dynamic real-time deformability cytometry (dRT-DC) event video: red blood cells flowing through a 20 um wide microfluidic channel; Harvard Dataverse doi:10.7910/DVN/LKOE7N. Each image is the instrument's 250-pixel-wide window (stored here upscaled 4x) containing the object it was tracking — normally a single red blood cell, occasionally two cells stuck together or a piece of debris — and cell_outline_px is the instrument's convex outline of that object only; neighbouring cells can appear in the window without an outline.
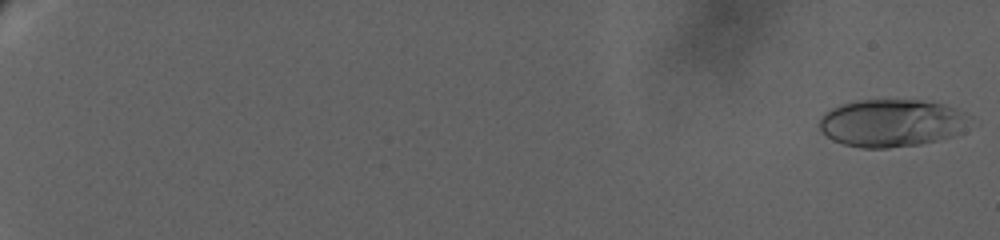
{"species": "human", "species_latin": "Homo sapiens", "temperature_condition": "warm", "stored_images_in_passage": 67, "camera_frame_rate_fps": 3000, "um_per_image_px": 0.085, "donor": {"sex": "female"}, "frame": {"image": 1, "passage_image": 2, "time_ms": 0.333, "image_size_px": [1000, 240], "cell_outline_px": [[964, 132], [952, 136], [920, 144], [888, 148], [860, 148], [844, 144], [832, 140], [820, 128], [820, 116], [824, 112], [840, 104], [852, 100], [920, 100], [944, 104], [956, 108], [964, 112]], "centroid_in_image_um": [75.72, 10.45], "position_along_channel_um": 9.3, "area_um2": 41.5}}
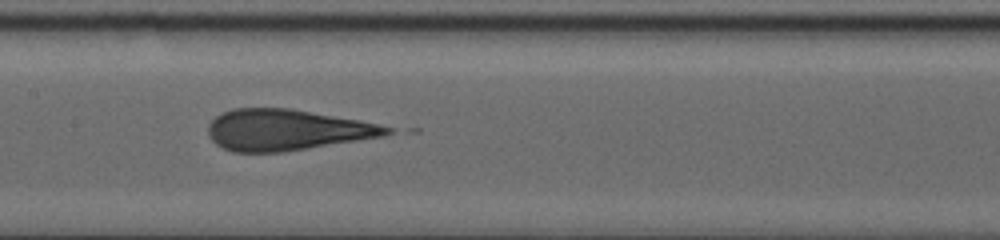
{"frame": {"image": 2, "passage_image": 39, "time_ms": 15.333, "image_size_px": [1000, 240], "cell_outline_px": [[392, 132], [384, 136], [280, 152], [232, 152], [216, 144], [208, 136], [208, 124], [216, 116], [232, 108], [292, 108], [360, 120], [392, 128]], "centroid_in_image_um": [24.32, 11.03], "position_along_channel_um": 183.1, "area_um2": 42.48}}
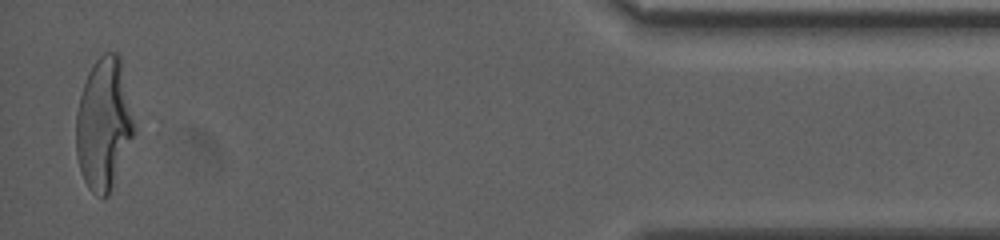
{"frame": {"image": 3, "passage_image": 67, "time_ms": 26.0, "image_size_px": [1000, 240], "cell_outline_px": [[136, 128], [108, 196], [104, 200], [96, 196], [88, 188], [80, 172], [76, 156], [76, 112], [80, 96], [88, 72], [96, 60], [104, 52], [116, 52], [120, 56]], "centroid_in_image_um": [8.8, 10.55], "position_along_channel_um": 426.4, "area_um2": 44.56}}